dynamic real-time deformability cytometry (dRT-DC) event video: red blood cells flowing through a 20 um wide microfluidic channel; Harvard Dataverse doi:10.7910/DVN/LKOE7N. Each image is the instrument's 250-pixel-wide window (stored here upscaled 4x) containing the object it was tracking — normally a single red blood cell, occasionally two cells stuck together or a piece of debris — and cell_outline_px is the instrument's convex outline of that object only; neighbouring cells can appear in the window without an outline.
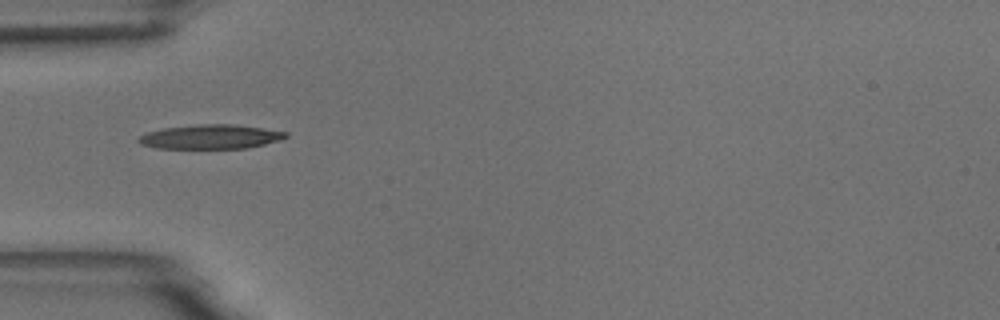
{"species": "common noctule bat (a hibernating species)", "species_latin": "Nyctalus noctula", "temperature_condition": "room temperature", "stored_images_in_passage": 6, "camera_frame_rate_fps": 3000, "um_per_image_px": 0.085, "animal": {"sex": "male", "body_mass_g": 18.8}, "frame": {"image": 1, "passage_image": 1, "time_ms": 0.0, "image_size_px": [1000, 320], "cell_outline_px": [[288, 136], [280, 140], [248, 148], [156, 148], [140, 144], [136, 140], [140, 136], [148, 132], [164, 128], [200, 124], [236, 124], [288, 132]], "centroid_in_image_um": [17.91, 11.62], "position_along_channel_um": 67.1, "area_um2": 20.75}}
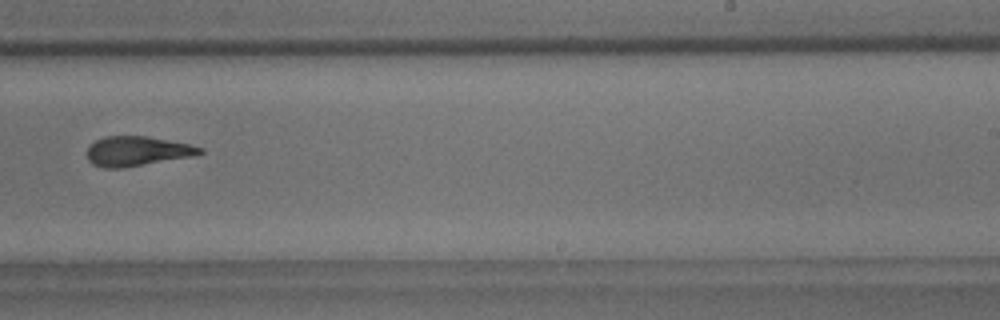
{"frame": {"image": 2, "passage_image": 6, "time_ms": 5.667, "image_size_px": [1000, 320], "cell_outline_px": [[204, 152], [192, 156], [124, 168], [104, 168], [92, 164], [88, 160], [88, 148], [96, 140], [104, 136], [144, 136], [168, 140], [188, 144], [204, 148]], "centroid_in_image_um": [11.64, 12.85], "position_along_channel_um": 277.4, "area_um2": 19.36}}